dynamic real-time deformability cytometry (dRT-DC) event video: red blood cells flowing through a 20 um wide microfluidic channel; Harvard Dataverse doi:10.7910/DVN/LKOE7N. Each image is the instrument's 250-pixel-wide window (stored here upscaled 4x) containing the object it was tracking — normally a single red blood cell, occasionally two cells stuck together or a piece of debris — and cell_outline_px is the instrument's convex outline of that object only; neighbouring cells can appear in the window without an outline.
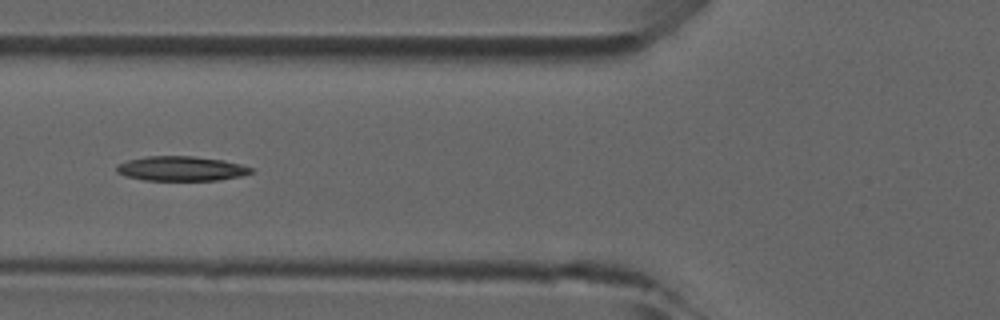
{"species": "common noctule bat (a hibernating species)", "species_latin": "Nyctalus noctula", "temperature_condition": "room temperature", "stored_images_in_passage": 33, "camera_frame_rate_fps": 3000, "um_per_image_px": 0.085, "animal": {"sex": "male", "forearm_length_mm": 52.5}, "frame": {"image": 1, "passage_image": 14, "time_ms": 4.333, "image_size_px": [1000, 320], "cell_outline_px": [[256, 172], [240, 176], [220, 180], [144, 180], [124, 176], [116, 172], [116, 164], [128, 160], [148, 156], [192, 156], [224, 160], [244, 164], [256, 168]], "centroid_in_image_um": [15.46, 14.33], "position_along_channel_um": 110.3, "area_um2": 19.65}}